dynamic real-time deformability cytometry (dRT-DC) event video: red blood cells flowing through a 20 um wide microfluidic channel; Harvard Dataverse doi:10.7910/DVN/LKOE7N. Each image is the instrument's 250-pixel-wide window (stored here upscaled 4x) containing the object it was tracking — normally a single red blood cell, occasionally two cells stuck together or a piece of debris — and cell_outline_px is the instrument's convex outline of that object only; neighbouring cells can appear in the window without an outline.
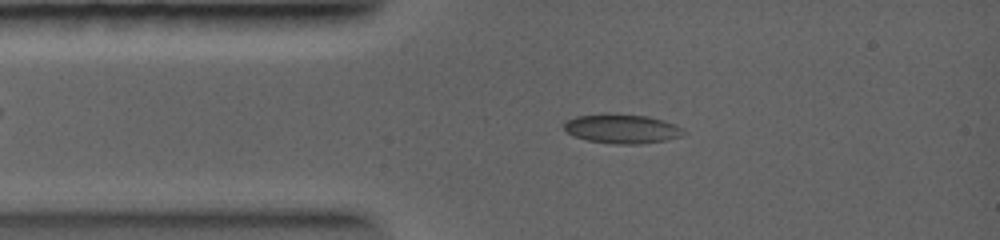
{"species": "common noctule bat (a hibernating species)", "species_latin": "Nyctalus noctula", "temperature_condition": "warm", "stored_images_in_passage": 3, "camera_frame_rate_fps": 5000, "um_per_image_px": 0.085, "animal": {"sex": "female", "body_mass_g": 19.0, "forearm_length_mm": 56.7}, "frame": {"image": 1, "passage_image": 2, "time_ms": 0.8, "image_size_px": [1000, 240], "cell_outline_px": [[688, 132], [680, 136], [668, 140], [640, 144], [616, 144], [588, 140], [576, 136], [568, 132], [564, 128], [564, 124], [568, 120], [576, 116], [604, 112], [608, 112], [648, 116], [664, 120], [684, 128]], "centroid_in_image_um": [52.91, 10.92], "position_along_channel_um": 32.1, "area_um2": 20.69}}